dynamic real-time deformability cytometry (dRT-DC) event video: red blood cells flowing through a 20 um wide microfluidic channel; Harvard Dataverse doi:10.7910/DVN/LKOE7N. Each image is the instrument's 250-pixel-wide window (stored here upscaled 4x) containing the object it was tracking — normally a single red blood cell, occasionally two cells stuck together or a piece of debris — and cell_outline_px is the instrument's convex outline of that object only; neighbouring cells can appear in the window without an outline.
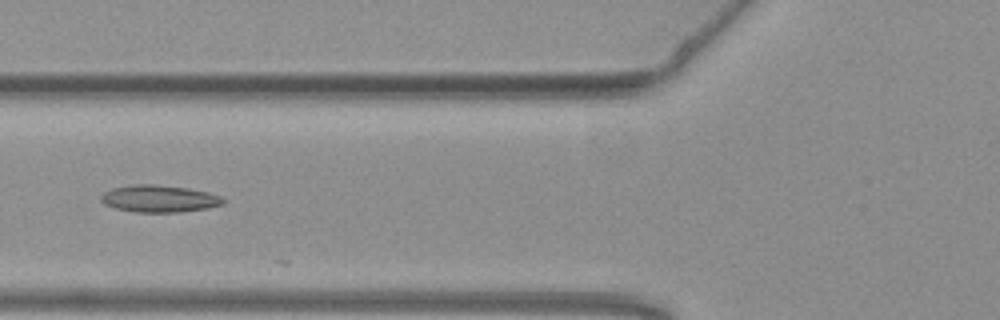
{"species": "common noctule bat (a hibernating species)", "species_latin": "Nyctalus noctula", "temperature_condition": "warm", "stored_images_in_passage": 20, "camera_frame_rate_fps": 3000, "um_per_image_px": 0.085, "animal": {"sex": "female", "body_mass_g": 19.3, "forearm_length_mm": 54.1}, "frame": {"image": 1, "passage_image": 7, "time_ms": 2.0, "image_size_px": [1000, 320], "cell_outline_px": [[224, 204], [208, 208], [180, 212], [136, 212], [116, 208], [104, 204], [100, 200], [100, 196], [104, 192], [112, 188], [132, 184], [152, 184], [188, 188], [208, 192], [220, 196], [224, 200]], "centroid_in_image_um": [13.52, 16.88], "position_along_channel_um": 112.3, "area_um2": 19.31}}
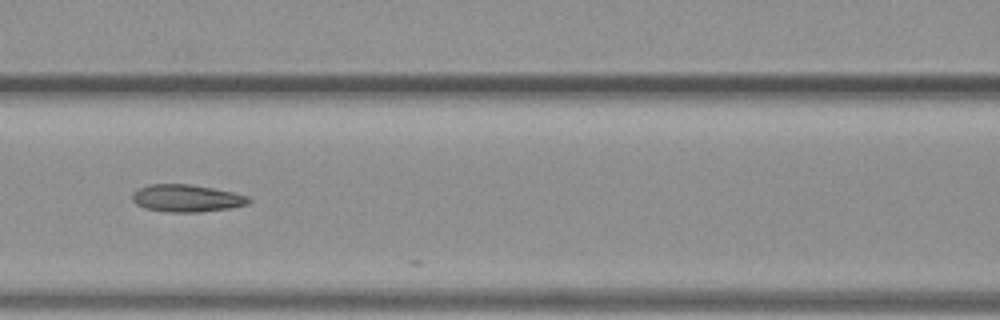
{"frame": {"image": 2, "passage_image": 10, "time_ms": 3.0, "image_size_px": [1000, 320], "cell_outline_px": [[252, 200], [248, 204], [228, 208], [200, 212], [168, 212], [144, 208], [136, 204], [132, 200], [132, 192], [140, 188], [152, 184], [188, 184], [212, 188], [232, 192], [248, 196]], "centroid_in_image_um": [15.85, 16.85], "position_along_channel_um": 150.8, "area_um2": 18.44}}